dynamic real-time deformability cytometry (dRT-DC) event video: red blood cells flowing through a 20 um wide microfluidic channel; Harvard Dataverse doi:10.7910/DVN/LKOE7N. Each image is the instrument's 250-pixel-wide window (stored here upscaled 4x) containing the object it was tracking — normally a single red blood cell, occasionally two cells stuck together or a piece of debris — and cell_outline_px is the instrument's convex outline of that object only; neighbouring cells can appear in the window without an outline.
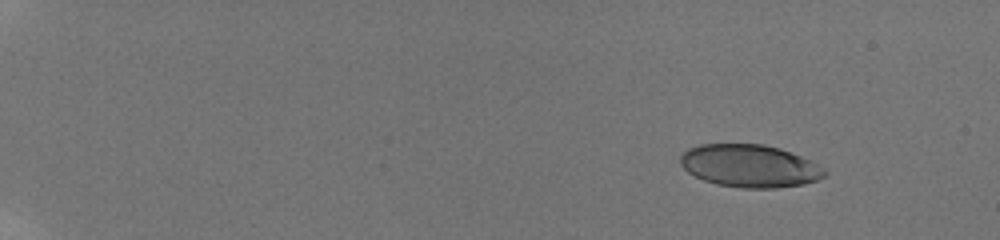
{"species": "human", "species_latin": "Homo sapiens", "temperature_condition": "room temperature", "stored_images_in_passage": 57, "camera_frame_rate_fps": 3000, "um_per_image_px": 0.085, "donor": {"sex": "male"}, "frame": {"image": 1, "passage_image": 1, "time_ms": 0.0, "image_size_px": [1000, 240], "cell_outline_px": [[828, 172], [824, 176], [816, 180], [804, 184], [776, 188], [740, 188], [716, 184], [704, 180], [688, 172], [680, 164], [680, 156], [688, 148], [700, 144], [764, 144], [780, 148], [800, 156], [824, 168]], "centroid_in_image_um": [63.71, 14.1], "position_along_channel_um": 21.3, "area_um2": 35.84}}
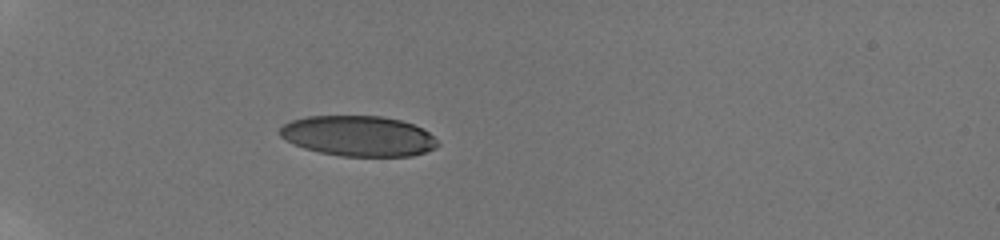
{"frame": {"image": 2, "passage_image": 35, "time_ms": 4.333, "image_size_px": [1000, 240], "cell_outline_px": [[440, 144], [436, 148], [412, 156], [340, 156], [320, 152], [304, 148], [292, 144], [280, 136], [280, 128], [284, 124], [292, 120], [308, 116], [380, 116], [400, 120], [412, 124], [428, 132]], "centroid_in_image_um": [30.45, 11.56], "position_along_channel_um": 54.6, "area_um2": 37.05}}
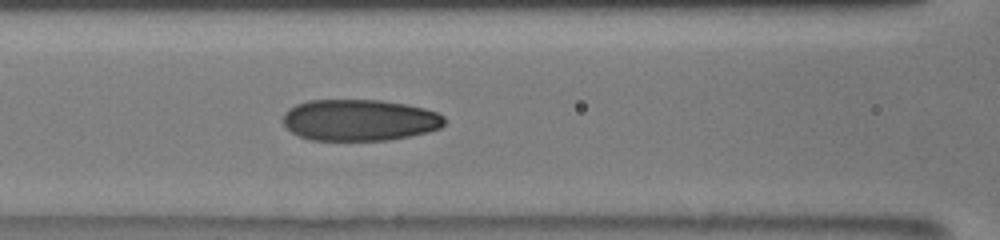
{"frame": {"image": 3, "passage_image": 57, "time_ms": 7.333, "image_size_px": [1000, 240], "cell_outline_px": [[448, 120], [440, 128], [428, 132], [388, 140], [312, 140], [300, 136], [292, 132], [284, 124], [284, 112], [288, 108], [296, 104], [308, 100], [380, 100], [408, 104], [424, 108], [436, 112], [444, 116]], "centroid_in_image_um": [30.58, 10.2], "position_along_channel_um": 136.0, "area_um2": 39.13}}